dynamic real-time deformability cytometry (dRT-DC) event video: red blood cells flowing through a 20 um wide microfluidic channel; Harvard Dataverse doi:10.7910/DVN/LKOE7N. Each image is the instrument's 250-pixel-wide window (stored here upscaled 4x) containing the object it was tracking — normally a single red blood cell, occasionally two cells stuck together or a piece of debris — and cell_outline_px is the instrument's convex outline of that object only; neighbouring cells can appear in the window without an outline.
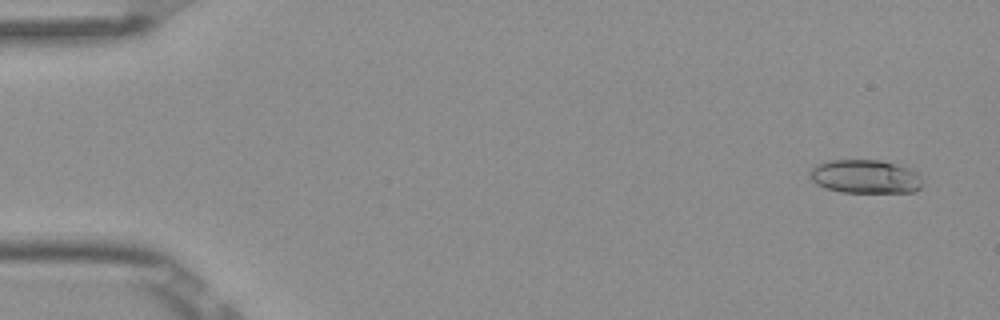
{"species": "Egyptian fruit bat (a non-hibernating species)", "species_latin": "Rousettus aegyptiacus", "temperature_condition": "room temperature", "stored_images_in_passage": 7, "camera_frame_rate_fps": 3000, "um_per_image_px": 0.085, "frame": {"image": 1, "passage_image": 1, "time_ms": 0.0, "image_size_px": [1000, 320], "cell_outline_px": [[924, 184], [916, 192], [840, 192], [824, 188], [816, 184], [812, 180], [812, 168], [816, 164], [828, 160], [880, 160], [912, 168], [920, 172], [924, 180]], "centroid_in_image_um": [73.64, 15.01], "position_along_channel_um": 11.4, "area_um2": 22.48}}
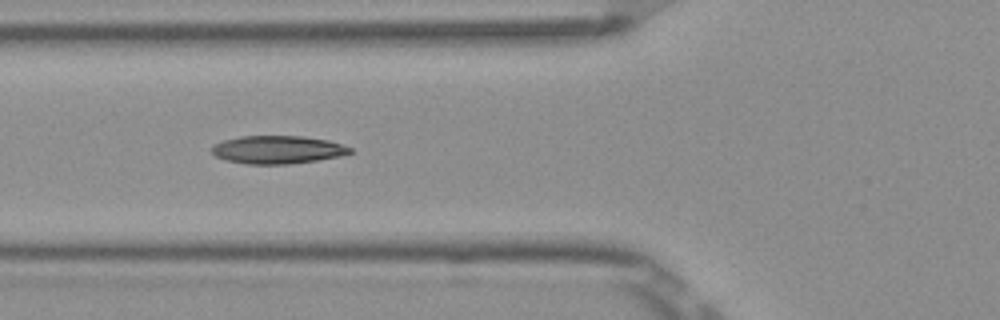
{"frame": {"image": 2, "passage_image": 6, "time_ms": 1.667, "image_size_px": [1000, 320], "cell_outline_px": [[352, 152], [340, 156], [316, 160], [288, 164], [244, 164], [228, 160], [216, 156], [212, 152], [212, 148], [216, 144], [224, 140], [240, 136], [300, 136], [328, 140], [352, 148]], "centroid_in_image_um": [23.6, 12.72], "position_along_channel_um": 102.2, "area_um2": 22.31}}
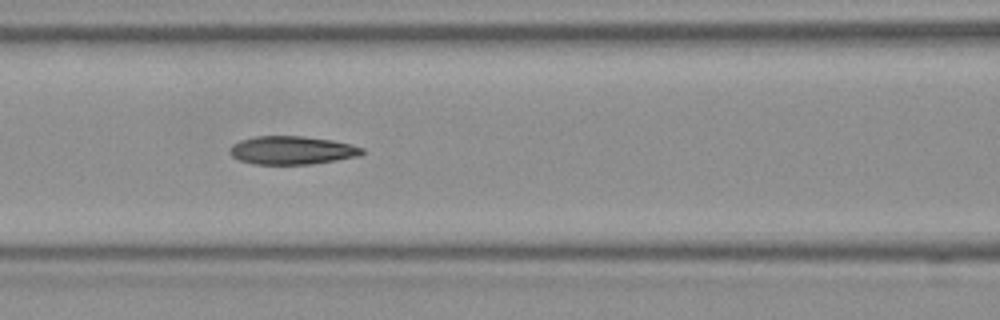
{"frame": {"image": 3, "passage_image": 7, "time_ms": 2.0, "image_size_px": [1000, 320], "cell_outline_px": [[364, 152], [360, 156], [312, 164], [252, 164], [240, 160], [232, 156], [228, 152], [228, 148], [232, 144], [240, 140], [256, 136], [304, 136], [332, 140], [352, 144], [364, 148]], "centroid_in_image_um": [24.81, 12.77], "position_along_channel_um": 141.8, "area_um2": 22.02}}